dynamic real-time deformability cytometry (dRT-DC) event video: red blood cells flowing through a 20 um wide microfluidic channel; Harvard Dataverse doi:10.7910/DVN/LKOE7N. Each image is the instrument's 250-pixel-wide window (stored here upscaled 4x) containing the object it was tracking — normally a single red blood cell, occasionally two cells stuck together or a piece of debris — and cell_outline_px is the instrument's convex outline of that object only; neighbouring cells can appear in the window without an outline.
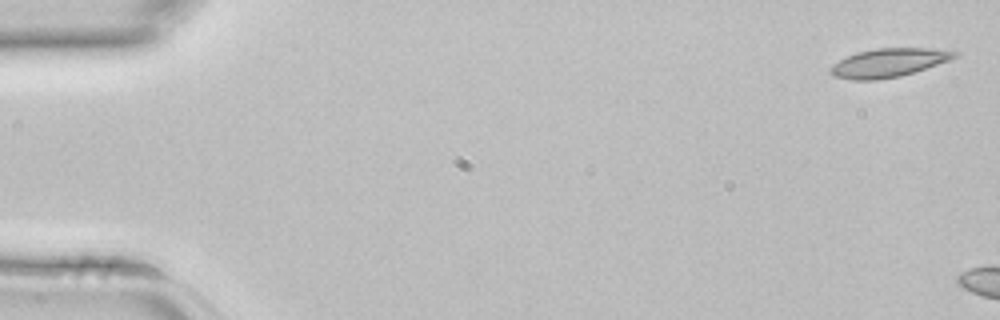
{"species": "common noctule bat (a hibernating species)", "species_latin": "Nyctalus noctula", "temperature_condition": "room temperature", "stored_images_in_passage": 3, "camera_frame_rate_fps": 3000, "um_per_image_px": 0.085, "animal": {"sex": "female", "body_mass_g": 22.7, "forearm_length_mm": 54.2}, "frame": {"image": 1, "passage_image": 1, "time_ms": 0.0, "image_size_px": [1000, 320], "cell_outline_px": [[960, 52], [956, 56], [948, 60], [900, 76], [876, 80], [852, 80], [832, 76], [828, 72], [832, 64], [856, 52], [876, 48], [928, 48]], "centroid_in_image_um": [75.45, 5.33], "position_along_channel_um": 9.5, "area_um2": 20.46}}